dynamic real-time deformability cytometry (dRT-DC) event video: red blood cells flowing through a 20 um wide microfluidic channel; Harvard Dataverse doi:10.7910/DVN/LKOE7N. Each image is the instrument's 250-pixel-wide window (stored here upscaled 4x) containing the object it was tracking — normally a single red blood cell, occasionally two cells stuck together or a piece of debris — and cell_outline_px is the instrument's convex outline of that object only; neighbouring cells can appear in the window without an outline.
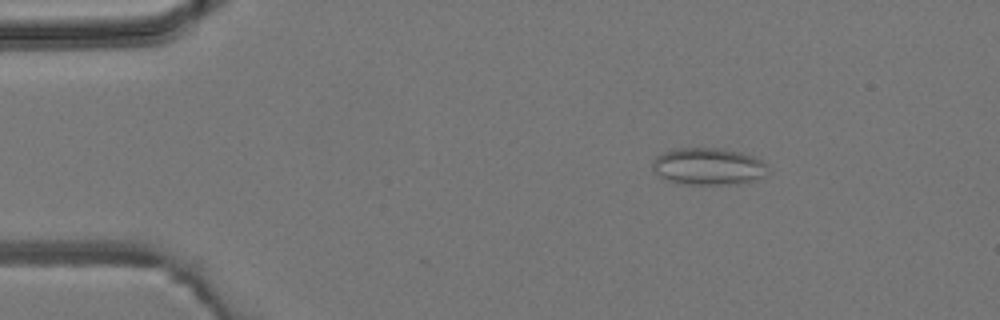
{"species": "common noctule bat (a hibernating species)", "species_latin": "Nyctalus noctula", "temperature_condition": "room temperature", "stored_images_in_passage": 3, "camera_frame_rate_fps": 3000, "um_per_image_px": 0.085, "animal": {"sex": "male", "body_mass_g": 19.2, "forearm_length_mm": 51.8}, "frame": {"image": 1, "passage_image": 1, "time_ms": 0.0, "image_size_px": [1000, 320], "cell_outline_px": [[768, 164], [764, 176], [756, 180], [736, 184], [680, 184], [664, 180], [652, 168], [652, 160], [656, 156], [672, 148], [720, 148], [740, 152], [752, 156]], "centroid_in_image_um": [60.17, 14.15], "position_along_channel_um": 24.8, "area_um2": 25.09}}